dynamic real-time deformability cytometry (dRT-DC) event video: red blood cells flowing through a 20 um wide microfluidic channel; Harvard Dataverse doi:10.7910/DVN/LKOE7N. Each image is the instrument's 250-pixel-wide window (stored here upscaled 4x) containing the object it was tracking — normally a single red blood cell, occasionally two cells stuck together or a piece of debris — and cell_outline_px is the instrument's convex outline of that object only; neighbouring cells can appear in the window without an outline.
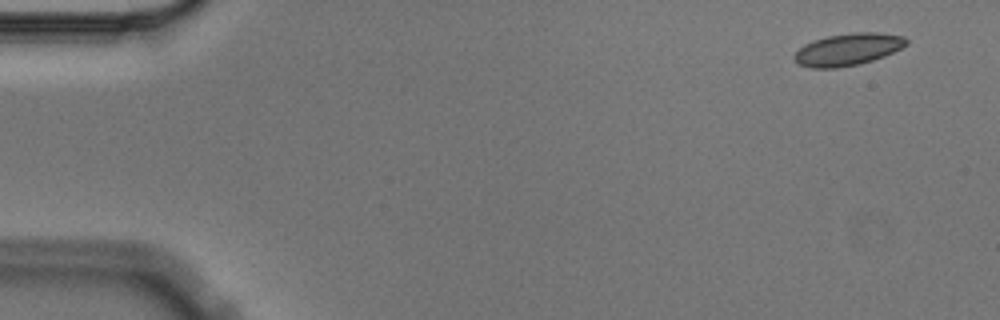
{"species": "Egyptian fruit bat (a non-hibernating species)", "species_latin": "Rousettus aegyptiacus", "temperature_condition": "cold", "stored_images_in_passage": 4, "camera_frame_rate_fps": 3000, "um_per_image_px": 0.085, "animal": {"sex": "male"}, "frame": {"image": 1, "passage_image": 1, "time_ms": 0.0, "image_size_px": [1000, 320], "cell_outline_px": [[908, 44], [884, 56], [860, 64], [836, 68], [812, 68], [796, 64], [792, 60], [792, 56], [804, 44], [828, 36], [852, 32], [876, 32], [904, 36], [908, 40]], "centroid_in_image_um": [72.04, 4.21], "position_along_channel_um": 13.0, "area_um2": 21.04}}